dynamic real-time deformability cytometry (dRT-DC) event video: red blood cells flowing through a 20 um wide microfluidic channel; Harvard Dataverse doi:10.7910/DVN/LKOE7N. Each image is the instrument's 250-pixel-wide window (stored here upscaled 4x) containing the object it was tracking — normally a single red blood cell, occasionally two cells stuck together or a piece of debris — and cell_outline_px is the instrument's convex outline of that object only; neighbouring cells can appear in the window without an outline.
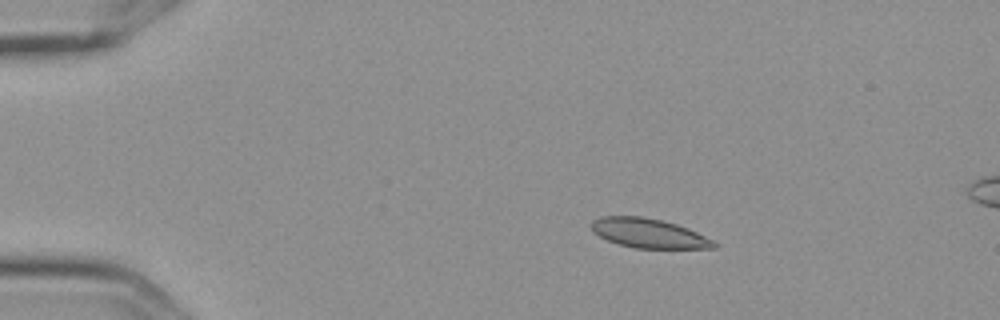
{"species": "Egyptian fruit bat (a non-hibernating species)", "species_latin": "Rousettus aegyptiacus", "temperature_condition": "cold", "stored_images_in_passage": 5, "camera_frame_rate_fps": 3000, "um_per_image_px": 0.085, "frame": {"image": 1, "passage_image": 3, "time_ms": 0.667, "image_size_px": [1000, 320], "cell_outline_px": [[720, 244], [716, 248], [636, 248], [620, 244], [608, 240], [600, 236], [592, 228], [592, 220], [600, 216], [640, 216], [660, 220], [676, 224], [688, 228]], "centroid_in_image_um": [55.17, 19.82], "position_along_channel_um": 29.8, "area_um2": 20.69}}